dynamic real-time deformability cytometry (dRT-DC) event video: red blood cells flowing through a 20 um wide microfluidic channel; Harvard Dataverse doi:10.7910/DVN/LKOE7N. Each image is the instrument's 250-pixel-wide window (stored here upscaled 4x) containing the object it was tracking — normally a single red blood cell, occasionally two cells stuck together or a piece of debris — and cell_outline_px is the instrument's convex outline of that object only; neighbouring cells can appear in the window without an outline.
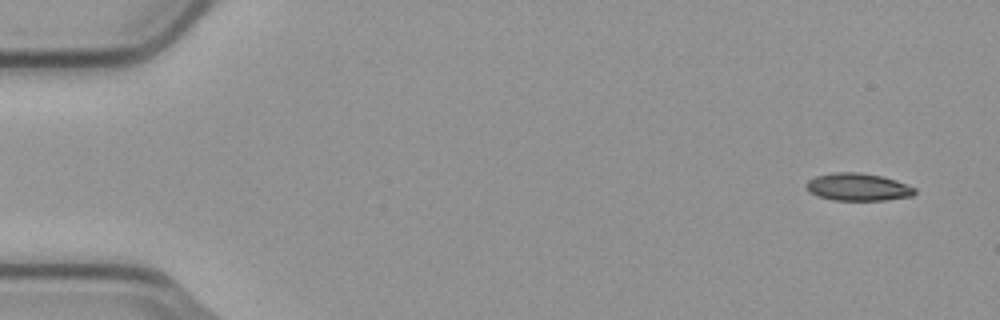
{"species": "common noctule bat (a hibernating species)", "species_latin": "Nyctalus noctula", "temperature_condition": "cold", "stored_images_in_passage": 7, "camera_frame_rate_fps": 3000, "um_per_image_px": 0.085, "animal": {"sex": "male", "body_mass_g": 23.1, "forearm_length_mm": 52.7}, "frame": {"image": 1, "passage_image": 1, "time_ms": 0.0, "image_size_px": [1000, 320], "cell_outline_px": [[916, 192], [912, 196], [884, 200], [832, 200], [808, 192], [804, 184], [808, 180], [816, 176], [836, 172], [856, 172], [884, 176], [896, 180], [916, 188]], "centroid_in_image_um": [72.92, 15.89], "position_along_channel_um": 12.1, "area_um2": 17.46}}
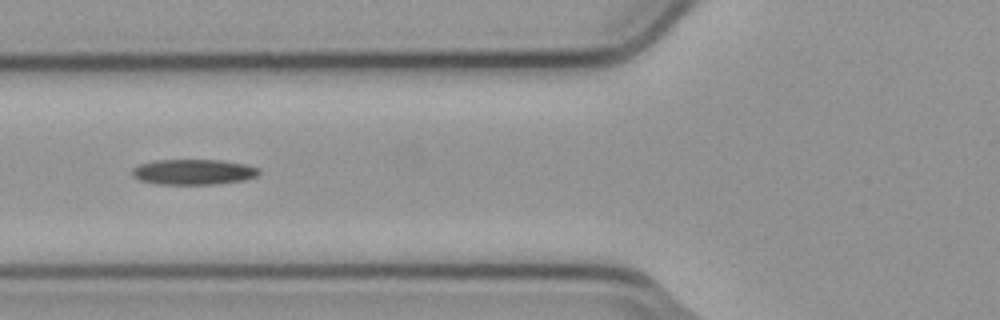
{"frame": {"image": 2, "passage_image": 6, "time_ms": 1.667, "image_size_px": [1000, 320], "cell_outline_px": [[260, 172], [256, 176], [244, 180], [216, 184], [156, 184], [140, 180], [132, 176], [132, 168], [140, 164], [156, 160], [220, 160], [244, 164], [260, 168]], "centroid_in_image_um": [16.43, 14.62], "position_along_channel_um": 109.4, "area_um2": 18.79}}
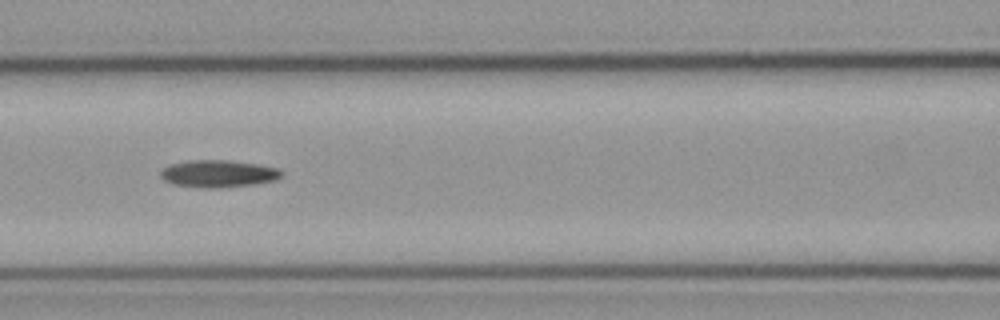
{"frame": {"image": 3, "passage_image": 7, "time_ms": 2.0, "image_size_px": [1000, 320], "cell_outline_px": [[284, 172], [276, 180], [256, 184], [220, 188], [204, 188], [172, 184], [164, 180], [160, 176], [160, 172], [164, 168], [172, 164], [192, 160], [228, 160], [256, 164], [276, 168]], "centroid_in_image_um": [18.56, 14.77], "position_along_channel_um": 148.0, "area_um2": 19.13}}